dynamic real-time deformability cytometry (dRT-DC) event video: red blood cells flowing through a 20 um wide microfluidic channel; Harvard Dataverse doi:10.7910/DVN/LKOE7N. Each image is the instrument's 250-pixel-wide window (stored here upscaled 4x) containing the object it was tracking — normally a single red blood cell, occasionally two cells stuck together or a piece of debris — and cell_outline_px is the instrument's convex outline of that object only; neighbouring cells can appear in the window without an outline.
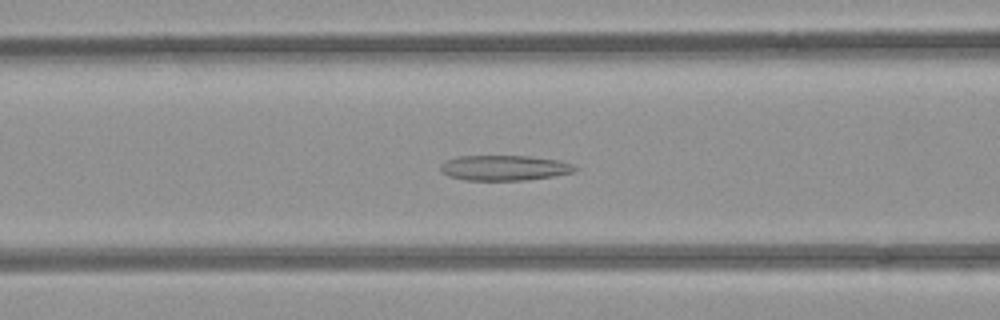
{"species": "common noctule bat (a hibernating species)", "species_latin": "Nyctalus noctula", "temperature_condition": "room temperature", "stored_images_in_passage": 53, "camera_frame_rate_fps": 3000, "um_per_image_px": 0.085, "animal": {"sex": "female", "body_mass_g": 21.9}, "frame": {"image": 1, "passage_image": 21, "time_ms": 6.667, "image_size_px": [1000, 320], "cell_outline_px": [[580, 168], [576, 172], [552, 176], [524, 180], [464, 180], [448, 176], [440, 172], [440, 164], [448, 160], [460, 156], [528, 156], [560, 160], [572, 164]], "centroid_in_image_um": [42.89, 14.27], "position_along_channel_um": 123.7, "area_um2": 19.88}}
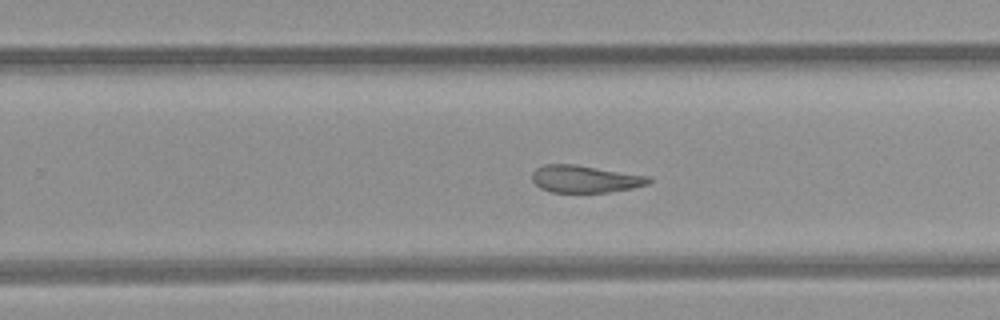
{"frame": {"image": 2, "passage_image": 33, "time_ms": 10.667, "image_size_px": [1000, 320], "cell_outline_px": [[652, 180], [648, 184], [632, 188], [608, 192], [552, 192], [540, 188], [532, 180], [532, 172], [536, 168], [544, 164], [576, 164], [652, 176]], "centroid_in_image_um": [49.75, 15.2], "position_along_channel_um": 280.0, "area_um2": 18.73}}
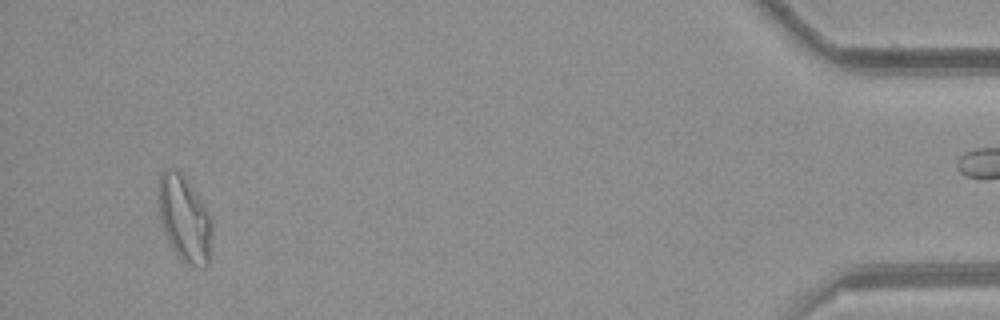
{"frame": {"image": 3, "passage_image": 50, "time_ms": 16.333, "image_size_px": [1000, 320], "cell_outline_px": [[212, 224], [208, 264], [204, 268], [184, 264], [172, 248], [164, 232], [160, 216], [156, 192], [156, 184], [160, 176], [168, 168], [180, 172], [192, 188], [208, 212], [212, 220]], "centroid_in_image_um": [15.65, 18.61], "position_along_channel_um": 419.6, "area_um2": 26.76}, "authors_computed_cell_mechanics": {"area_um2": 22.1374, "velocity_mm_per_s": 3.916, "shape_relaxation_time_tau1_ms": null, "shape_relaxation_time_tau2_ms": 4.9603, "deformation_change_tau1": null, "deformation_change_tau2": 0.1395}}